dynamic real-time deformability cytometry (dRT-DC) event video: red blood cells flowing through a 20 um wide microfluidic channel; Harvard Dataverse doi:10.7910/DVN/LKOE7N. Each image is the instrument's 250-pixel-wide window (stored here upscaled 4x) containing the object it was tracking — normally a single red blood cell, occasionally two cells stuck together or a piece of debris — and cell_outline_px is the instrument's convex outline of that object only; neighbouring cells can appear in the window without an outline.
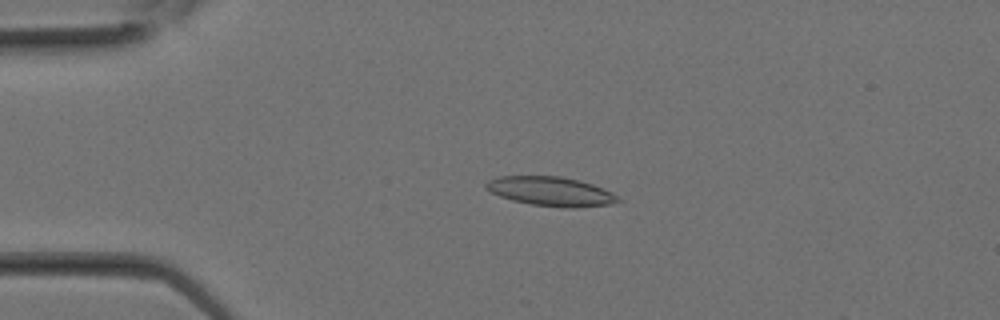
{"species": "Egyptian fruit bat (a non-hibernating species)", "species_latin": "Rousettus aegyptiacus", "temperature_condition": "room temperature", "stored_images_in_passage": 15, "camera_frame_rate_fps": 3000, "um_per_image_px": 0.085, "animal": {"sex": "female"}, "frame": {"image": 1, "passage_image": 6, "time_ms": 1.667, "image_size_px": [1000, 320], "cell_outline_px": [[624, 200], [612, 204], [572, 208], [532, 204], [512, 200], [500, 196], [484, 188], [484, 184], [488, 180], [500, 176], [560, 176], [580, 180], [592, 184], [612, 192]], "centroid_in_image_um": [46.85, 16.26], "position_along_channel_um": 38.2, "area_um2": 22.48}}
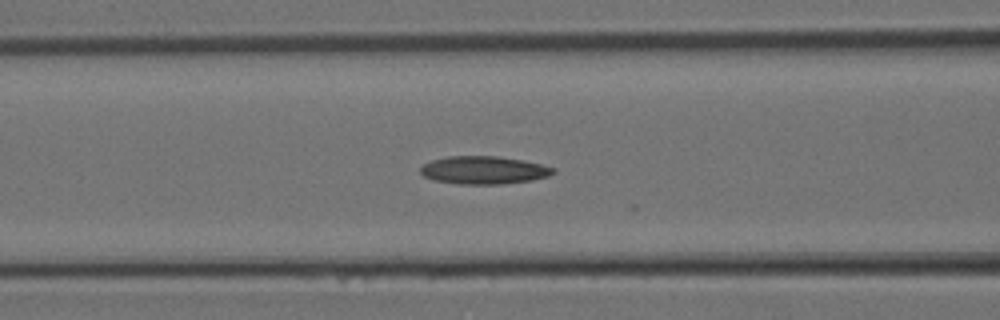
{"frame": {"image": 2, "passage_image": 11, "time_ms": 3.333, "image_size_px": [1000, 320], "cell_outline_px": [[556, 172], [548, 176], [532, 180], [500, 184], [460, 184], [436, 180], [424, 176], [420, 172], [420, 168], [424, 164], [432, 160], [448, 156], [496, 156], [524, 160], [556, 168]], "centroid_in_image_um": [41.15, 14.45], "position_along_channel_um": 125.5, "area_um2": 21.5}}
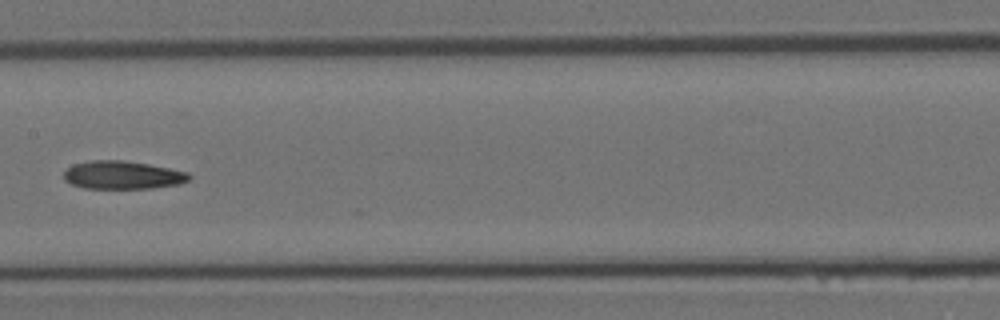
{"frame": {"image": 3, "passage_image": 14, "time_ms": 4.333, "image_size_px": [1000, 320], "cell_outline_px": [[192, 176], [188, 180], [180, 184], [152, 188], [84, 188], [72, 184], [64, 180], [64, 172], [72, 164], [92, 160], [124, 160], [148, 164], [188, 172]], "centroid_in_image_um": [10.42, 14.87], "position_along_channel_um": 197.0, "area_um2": 20.52}}